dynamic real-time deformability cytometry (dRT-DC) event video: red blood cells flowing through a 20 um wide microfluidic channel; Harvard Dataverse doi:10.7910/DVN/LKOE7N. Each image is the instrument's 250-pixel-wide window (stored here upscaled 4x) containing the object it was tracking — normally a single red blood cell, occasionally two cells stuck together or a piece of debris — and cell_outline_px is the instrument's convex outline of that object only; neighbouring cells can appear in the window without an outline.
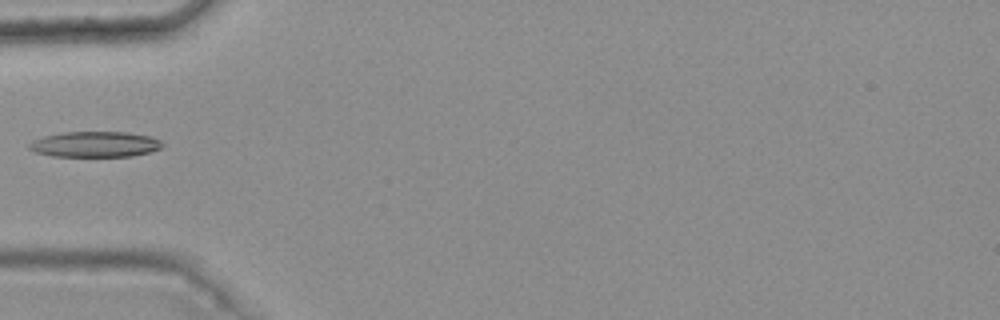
{"species": "common noctule bat (a hibernating species)", "species_latin": "Nyctalus noctula", "temperature_condition": "warm", "stored_images_in_passage": 4, "camera_frame_rate_fps": 3000, "um_per_image_px": 0.085, "animal": {"sex": "female", "body_mass_g": 25.1}, "frame": {"image": 1, "passage_image": 4, "time_ms": 1.0, "image_size_px": [1000, 320], "cell_outline_px": [[164, 144], [160, 148], [148, 152], [132, 156], [52, 156], [36, 152], [28, 148], [28, 144], [32, 140], [44, 136], [60, 132], [124, 132], [148, 136], [160, 140]], "centroid_in_image_um": [8.03, 12.26], "position_along_channel_um": 77.0, "area_um2": 19.77}}